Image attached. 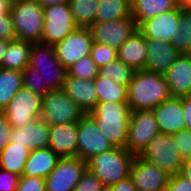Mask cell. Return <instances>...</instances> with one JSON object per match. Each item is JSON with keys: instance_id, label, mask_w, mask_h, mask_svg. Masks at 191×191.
<instances>
[{"instance_id": "obj_1", "label": "cell", "mask_w": 191, "mask_h": 191, "mask_svg": "<svg viewBox=\"0 0 191 191\" xmlns=\"http://www.w3.org/2000/svg\"><path fill=\"white\" fill-rule=\"evenodd\" d=\"M171 96L163 74L146 70L135 71L127 87V103L131 112L152 110Z\"/></svg>"}, {"instance_id": "obj_2", "label": "cell", "mask_w": 191, "mask_h": 191, "mask_svg": "<svg viewBox=\"0 0 191 191\" xmlns=\"http://www.w3.org/2000/svg\"><path fill=\"white\" fill-rule=\"evenodd\" d=\"M89 114L114 147L125 148L131 115L127 102H98Z\"/></svg>"}, {"instance_id": "obj_3", "label": "cell", "mask_w": 191, "mask_h": 191, "mask_svg": "<svg viewBox=\"0 0 191 191\" xmlns=\"http://www.w3.org/2000/svg\"><path fill=\"white\" fill-rule=\"evenodd\" d=\"M134 158L126 148L114 147L89 159L87 168L109 187L129 177Z\"/></svg>"}, {"instance_id": "obj_4", "label": "cell", "mask_w": 191, "mask_h": 191, "mask_svg": "<svg viewBox=\"0 0 191 191\" xmlns=\"http://www.w3.org/2000/svg\"><path fill=\"white\" fill-rule=\"evenodd\" d=\"M11 16L16 39L41 42L44 15L36 0H14Z\"/></svg>"}, {"instance_id": "obj_5", "label": "cell", "mask_w": 191, "mask_h": 191, "mask_svg": "<svg viewBox=\"0 0 191 191\" xmlns=\"http://www.w3.org/2000/svg\"><path fill=\"white\" fill-rule=\"evenodd\" d=\"M29 65L39 72L42 86H49L52 90L63 89L67 69L56 58L53 45L42 42L32 43Z\"/></svg>"}, {"instance_id": "obj_6", "label": "cell", "mask_w": 191, "mask_h": 191, "mask_svg": "<svg viewBox=\"0 0 191 191\" xmlns=\"http://www.w3.org/2000/svg\"><path fill=\"white\" fill-rule=\"evenodd\" d=\"M138 157L155 164L169 176L180 173L183 163L173 136L164 133L154 136Z\"/></svg>"}, {"instance_id": "obj_7", "label": "cell", "mask_w": 191, "mask_h": 191, "mask_svg": "<svg viewBox=\"0 0 191 191\" xmlns=\"http://www.w3.org/2000/svg\"><path fill=\"white\" fill-rule=\"evenodd\" d=\"M84 114L63 89L51 90L42 97L39 118L48 126L78 122Z\"/></svg>"}, {"instance_id": "obj_8", "label": "cell", "mask_w": 191, "mask_h": 191, "mask_svg": "<svg viewBox=\"0 0 191 191\" xmlns=\"http://www.w3.org/2000/svg\"><path fill=\"white\" fill-rule=\"evenodd\" d=\"M43 15L42 43L54 45L78 28L69 4L51 5L43 8Z\"/></svg>"}, {"instance_id": "obj_9", "label": "cell", "mask_w": 191, "mask_h": 191, "mask_svg": "<svg viewBox=\"0 0 191 191\" xmlns=\"http://www.w3.org/2000/svg\"><path fill=\"white\" fill-rule=\"evenodd\" d=\"M77 157L87 162L97 154L110 151L114 146L98 128L94 118L85 113L78 121Z\"/></svg>"}, {"instance_id": "obj_10", "label": "cell", "mask_w": 191, "mask_h": 191, "mask_svg": "<svg viewBox=\"0 0 191 191\" xmlns=\"http://www.w3.org/2000/svg\"><path fill=\"white\" fill-rule=\"evenodd\" d=\"M41 100L42 96L23 87L2 112L12 127L19 128L40 117Z\"/></svg>"}, {"instance_id": "obj_11", "label": "cell", "mask_w": 191, "mask_h": 191, "mask_svg": "<svg viewBox=\"0 0 191 191\" xmlns=\"http://www.w3.org/2000/svg\"><path fill=\"white\" fill-rule=\"evenodd\" d=\"M158 133V123L152 110L131 112L125 148L138 156Z\"/></svg>"}, {"instance_id": "obj_12", "label": "cell", "mask_w": 191, "mask_h": 191, "mask_svg": "<svg viewBox=\"0 0 191 191\" xmlns=\"http://www.w3.org/2000/svg\"><path fill=\"white\" fill-rule=\"evenodd\" d=\"M86 168L87 162L79 157L60 158L45 178L46 191H74Z\"/></svg>"}, {"instance_id": "obj_13", "label": "cell", "mask_w": 191, "mask_h": 191, "mask_svg": "<svg viewBox=\"0 0 191 191\" xmlns=\"http://www.w3.org/2000/svg\"><path fill=\"white\" fill-rule=\"evenodd\" d=\"M92 44L89 28L78 27L53 46L56 58L68 69L79 59L90 55Z\"/></svg>"}, {"instance_id": "obj_14", "label": "cell", "mask_w": 191, "mask_h": 191, "mask_svg": "<svg viewBox=\"0 0 191 191\" xmlns=\"http://www.w3.org/2000/svg\"><path fill=\"white\" fill-rule=\"evenodd\" d=\"M93 42L109 45L118 50L126 40L137 30L132 17L95 22L89 27Z\"/></svg>"}, {"instance_id": "obj_15", "label": "cell", "mask_w": 191, "mask_h": 191, "mask_svg": "<svg viewBox=\"0 0 191 191\" xmlns=\"http://www.w3.org/2000/svg\"><path fill=\"white\" fill-rule=\"evenodd\" d=\"M136 191H164L169 175L155 164L135 156L130 167V175Z\"/></svg>"}, {"instance_id": "obj_16", "label": "cell", "mask_w": 191, "mask_h": 191, "mask_svg": "<svg viewBox=\"0 0 191 191\" xmlns=\"http://www.w3.org/2000/svg\"><path fill=\"white\" fill-rule=\"evenodd\" d=\"M180 19V7L163 14L154 16L141 22L137 30L145 39L161 40L171 43L173 37L178 33V22Z\"/></svg>"}, {"instance_id": "obj_17", "label": "cell", "mask_w": 191, "mask_h": 191, "mask_svg": "<svg viewBox=\"0 0 191 191\" xmlns=\"http://www.w3.org/2000/svg\"><path fill=\"white\" fill-rule=\"evenodd\" d=\"M152 111L158 123L159 133L173 135L185 129L183 97L171 96Z\"/></svg>"}, {"instance_id": "obj_18", "label": "cell", "mask_w": 191, "mask_h": 191, "mask_svg": "<svg viewBox=\"0 0 191 191\" xmlns=\"http://www.w3.org/2000/svg\"><path fill=\"white\" fill-rule=\"evenodd\" d=\"M49 148L60 158L77 157L78 122L49 126Z\"/></svg>"}, {"instance_id": "obj_19", "label": "cell", "mask_w": 191, "mask_h": 191, "mask_svg": "<svg viewBox=\"0 0 191 191\" xmlns=\"http://www.w3.org/2000/svg\"><path fill=\"white\" fill-rule=\"evenodd\" d=\"M163 76L173 97L191 96V54H180Z\"/></svg>"}, {"instance_id": "obj_20", "label": "cell", "mask_w": 191, "mask_h": 191, "mask_svg": "<svg viewBox=\"0 0 191 191\" xmlns=\"http://www.w3.org/2000/svg\"><path fill=\"white\" fill-rule=\"evenodd\" d=\"M146 52L145 70L160 74H164L180 55L172 43L154 39H146Z\"/></svg>"}, {"instance_id": "obj_21", "label": "cell", "mask_w": 191, "mask_h": 191, "mask_svg": "<svg viewBox=\"0 0 191 191\" xmlns=\"http://www.w3.org/2000/svg\"><path fill=\"white\" fill-rule=\"evenodd\" d=\"M49 126L37 118L19 128L12 127L10 142L26 145L30 150L49 147Z\"/></svg>"}, {"instance_id": "obj_22", "label": "cell", "mask_w": 191, "mask_h": 191, "mask_svg": "<svg viewBox=\"0 0 191 191\" xmlns=\"http://www.w3.org/2000/svg\"><path fill=\"white\" fill-rule=\"evenodd\" d=\"M63 90L84 113H89L98 103L94 80L67 75Z\"/></svg>"}, {"instance_id": "obj_23", "label": "cell", "mask_w": 191, "mask_h": 191, "mask_svg": "<svg viewBox=\"0 0 191 191\" xmlns=\"http://www.w3.org/2000/svg\"><path fill=\"white\" fill-rule=\"evenodd\" d=\"M117 56L133 70H145L147 61L145 37L136 30L117 50Z\"/></svg>"}, {"instance_id": "obj_24", "label": "cell", "mask_w": 191, "mask_h": 191, "mask_svg": "<svg viewBox=\"0 0 191 191\" xmlns=\"http://www.w3.org/2000/svg\"><path fill=\"white\" fill-rule=\"evenodd\" d=\"M60 157L49 147L43 149L30 150L26 160L23 176L46 178L56 167Z\"/></svg>"}, {"instance_id": "obj_25", "label": "cell", "mask_w": 191, "mask_h": 191, "mask_svg": "<svg viewBox=\"0 0 191 191\" xmlns=\"http://www.w3.org/2000/svg\"><path fill=\"white\" fill-rule=\"evenodd\" d=\"M176 0H131V16L138 26L141 22L177 7Z\"/></svg>"}, {"instance_id": "obj_26", "label": "cell", "mask_w": 191, "mask_h": 191, "mask_svg": "<svg viewBox=\"0 0 191 191\" xmlns=\"http://www.w3.org/2000/svg\"><path fill=\"white\" fill-rule=\"evenodd\" d=\"M31 44L20 39L10 40L2 60V68L23 71L29 65Z\"/></svg>"}, {"instance_id": "obj_27", "label": "cell", "mask_w": 191, "mask_h": 191, "mask_svg": "<svg viewBox=\"0 0 191 191\" xmlns=\"http://www.w3.org/2000/svg\"><path fill=\"white\" fill-rule=\"evenodd\" d=\"M29 153L26 145L9 142L0 153V168L22 176Z\"/></svg>"}, {"instance_id": "obj_28", "label": "cell", "mask_w": 191, "mask_h": 191, "mask_svg": "<svg viewBox=\"0 0 191 191\" xmlns=\"http://www.w3.org/2000/svg\"><path fill=\"white\" fill-rule=\"evenodd\" d=\"M21 88H23V72L0 67V111L8 105Z\"/></svg>"}, {"instance_id": "obj_29", "label": "cell", "mask_w": 191, "mask_h": 191, "mask_svg": "<svg viewBox=\"0 0 191 191\" xmlns=\"http://www.w3.org/2000/svg\"><path fill=\"white\" fill-rule=\"evenodd\" d=\"M131 16V0H99L95 22L113 21Z\"/></svg>"}, {"instance_id": "obj_30", "label": "cell", "mask_w": 191, "mask_h": 191, "mask_svg": "<svg viewBox=\"0 0 191 191\" xmlns=\"http://www.w3.org/2000/svg\"><path fill=\"white\" fill-rule=\"evenodd\" d=\"M98 102H127V86L98 75L95 79Z\"/></svg>"}, {"instance_id": "obj_31", "label": "cell", "mask_w": 191, "mask_h": 191, "mask_svg": "<svg viewBox=\"0 0 191 191\" xmlns=\"http://www.w3.org/2000/svg\"><path fill=\"white\" fill-rule=\"evenodd\" d=\"M99 0H70L71 13L78 27L89 28L95 23Z\"/></svg>"}, {"instance_id": "obj_32", "label": "cell", "mask_w": 191, "mask_h": 191, "mask_svg": "<svg viewBox=\"0 0 191 191\" xmlns=\"http://www.w3.org/2000/svg\"><path fill=\"white\" fill-rule=\"evenodd\" d=\"M178 33L171 43L180 54H191V10L180 8Z\"/></svg>"}, {"instance_id": "obj_33", "label": "cell", "mask_w": 191, "mask_h": 191, "mask_svg": "<svg viewBox=\"0 0 191 191\" xmlns=\"http://www.w3.org/2000/svg\"><path fill=\"white\" fill-rule=\"evenodd\" d=\"M134 73L135 70L120 61L118 58L99 68V75L101 77L113 80L119 85L127 87L131 82Z\"/></svg>"}, {"instance_id": "obj_34", "label": "cell", "mask_w": 191, "mask_h": 191, "mask_svg": "<svg viewBox=\"0 0 191 191\" xmlns=\"http://www.w3.org/2000/svg\"><path fill=\"white\" fill-rule=\"evenodd\" d=\"M67 75L94 80L99 75V67L91 59V56L88 55L79 59L72 66L67 69Z\"/></svg>"}, {"instance_id": "obj_35", "label": "cell", "mask_w": 191, "mask_h": 191, "mask_svg": "<svg viewBox=\"0 0 191 191\" xmlns=\"http://www.w3.org/2000/svg\"><path fill=\"white\" fill-rule=\"evenodd\" d=\"M14 0H0V39H16L11 16V9Z\"/></svg>"}, {"instance_id": "obj_36", "label": "cell", "mask_w": 191, "mask_h": 191, "mask_svg": "<svg viewBox=\"0 0 191 191\" xmlns=\"http://www.w3.org/2000/svg\"><path fill=\"white\" fill-rule=\"evenodd\" d=\"M23 72V87L27 90H31L40 96H44L52 89L49 86H42V78L39 72L30 65H27Z\"/></svg>"}, {"instance_id": "obj_37", "label": "cell", "mask_w": 191, "mask_h": 191, "mask_svg": "<svg viewBox=\"0 0 191 191\" xmlns=\"http://www.w3.org/2000/svg\"><path fill=\"white\" fill-rule=\"evenodd\" d=\"M90 56L99 68L118 58L115 48L97 42H93Z\"/></svg>"}, {"instance_id": "obj_38", "label": "cell", "mask_w": 191, "mask_h": 191, "mask_svg": "<svg viewBox=\"0 0 191 191\" xmlns=\"http://www.w3.org/2000/svg\"><path fill=\"white\" fill-rule=\"evenodd\" d=\"M102 181L88 168L83 172L81 179L76 184L74 191H105Z\"/></svg>"}, {"instance_id": "obj_39", "label": "cell", "mask_w": 191, "mask_h": 191, "mask_svg": "<svg viewBox=\"0 0 191 191\" xmlns=\"http://www.w3.org/2000/svg\"><path fill=\"white\" fill-rule=\"evenodd\" d=\"M183 160L191 157V130L183 129L172 135Z\"/></svg>"}, {"instance_id": "obj_40", "label": "cell", "mask_w": 191, "mask_h": 191, "mask_svg": "<svg viewBox=\"0 0 191 191\" xmlns=\"http://www.w3.org/2000/svg\"><path fill=\"white\" fill-rule=\"evenodd\" d=\"M15 191H46L45 179L22 175Z\"/></svg>"}, {"instance_id": "obj_41", "label": "cell", "mask_w": 191, "mask_h": 191, "mask_svg": "<svg viewBox=\"0 0 191 191\" xmlns=\"http://www.w3.org/2000/svg\"><path fill=\"white\" fill-rule=\"evenodd\" d=\"M164 191H191V182L180 173L169 176Z\"/></svg>"}, {"instance_id": "obj_42", "label": "cell", "mask_w": 191, "mask_h": 191, "mask_svg": "<svg viewBox=\"0 0 191 191\" xmlns=\"http://www.w3.org/2000/svg\"><path fill=\"white\" fill-rule=\"evenodd\" d=\"M20 176L0 168V191H15Z\"/></svg>"}, {"instance_id": "obj_43", "label": "cell", "mask_w": 191, "mask_h": 191, "mask_svg": "<svg viewBox=\"0 0 191 191\" xmlns=\"http://www.w3.org/2000/svg\"><path fill=\"white\" fill-rule=\"evenodd\" d=\"M12 126L5 117V114L0 111V153L4 147L10 142Z\"/></svg>"}, {"instance_id": "obj_44", "label": "cell", "mask_w": 191, "mask_h": 191, "mask_svg": "<svg viewBox=\"0 0 191 191\" xmlns=\"http://www.w3.org/2000/svg\"><path fill=\"white\" fill-rule=\"evenodd\" d=\"M105 191H136V187L130 177L119 181L117 184L106 187Z\"/></svg>"}, {"instance_id": "obj_45", "label": "cell", "mask_w": 191, "mask_h": 191, "mask_svg": "<svg viewBox=\"0 0 191 191\" xmlns=\"http://www.w3.org/2000/svg\"><path fill=\"white\" fill-rule=\"evenodd\" d=\"M185 129L191 130V96L183 97Z\"/></svg>"}, {"instance_id": "obj_46", "label": "cell", "mask_w": 191, "mask_h": 191, "mask_svg": "<svg viewBox=\"0 0 191 191\" xmlns=\"http://www.w3.org/2000/svg\"><path fill=\"white\" fill-rule=\"evenodd\" d=\"M180 174L191 182V157L183 160Z\"/></svg>"}, {"instance_id": "obj_47", "label": "cell", "mask_w": 191, "mask_h": 191, "mask_svg": "<svg viewBox=\"0 0 191 191\" xmlns=\"http://www.w3.org/2000/svg\"><path fill=\"white\" fill-rule=\"evenodd\" d=\"M42 8H46L51 5L69 4L70 0H36Z\"/></svg>"}, {"instance_id": "obj_48", "label": "cell", "mask_w": 191, "mask_h": 191, "mask_svg": "<svg viewBox=\"0 0 191 191\" xmlns=\"http://www.w3.org/2000/svg\"><path fill=\"white\" fill-rule=\"evenodd\" d=\"M10 41L0 39V67L2 68V60Z\"/></svg>"}, {"instance_id": "obj_49", "label": "cell", "mask_w": 191, "mask_h": 191, "mask_svg": "<svg viewBox=\"0 0 191 191\" xmlns=\"http://www.w3.org/2000/svg\"><path fill=\"white\" fill-rule=\"evenodd\" d=\"M181 9L191 10V0H176Z\"/></svg>"}]
</instances>
